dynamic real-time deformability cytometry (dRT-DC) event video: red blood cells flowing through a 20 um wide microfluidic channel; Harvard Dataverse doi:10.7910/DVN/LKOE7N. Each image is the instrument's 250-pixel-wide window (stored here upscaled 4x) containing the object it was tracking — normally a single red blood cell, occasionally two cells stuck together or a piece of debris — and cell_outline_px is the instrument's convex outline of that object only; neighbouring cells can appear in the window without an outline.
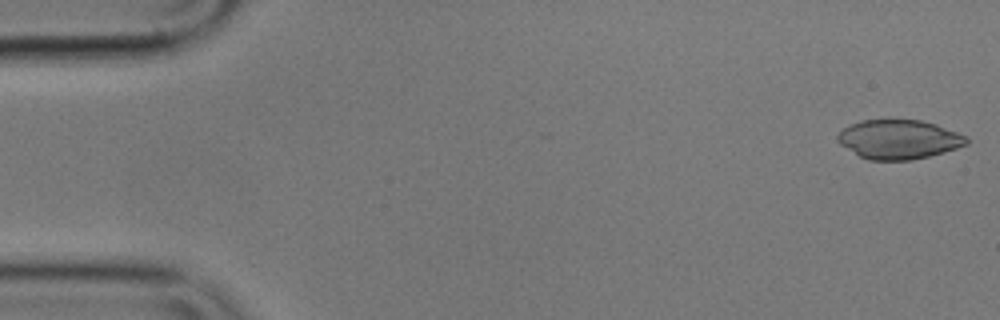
{"species": "common noctule bat (a hibernating species)", "species_latin": "Nyctalus noctula", "temperature_condition": "cold", "stored_images_in_passage": 54, "camera_frame_rate_fps": 3000, "um_per_image_px": 0.085, "animal": {"sex": "male", "body_mass_g": 17.9}, "frame": {"image": 1, "passage_image": 1, "time_ms": 0.0, "image_size_px": [1000, 320], "cell_outline_px": [[968, 144], [944, 152], [912, 160], [868, 160], [860, 156], [840, 144], [836, 140], [836, 136], [848, 124], [860, 120], [920, 120], [936, 124], [968, 136]], "centroid_in_image_um": [76.39, 11.84], "position_along_channel_um": 8.6, "area_um2": 29.48}}
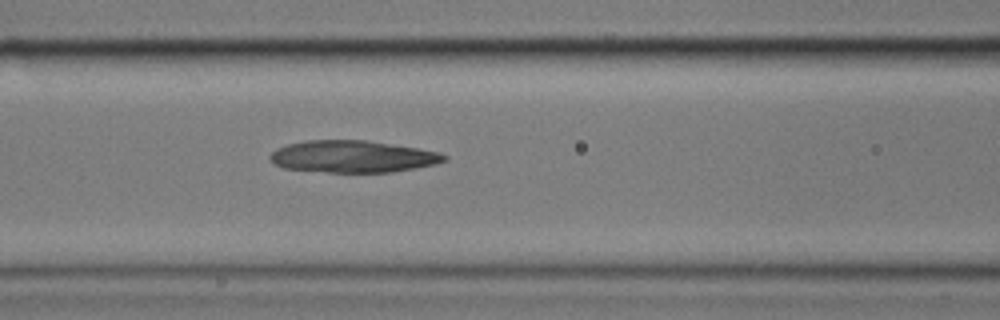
{"frame": {"image": 2, "passage_image": 22, "time_ms": 7.0, "image_size_px": [1000, 320], "cell_outline_px": [[448, 160], [436, 164], [416, 168], [392, 172], [328, 172], [284, 168], [272, 164], [268, 156], [276, 148], [288, 144], [308, 140], [368, 140], [440, 152], [448, 156]], "centroid_in_image_um": [29.98, 13.31], "position_along_channel_um": 136.6, "area_um2": 32.6}}
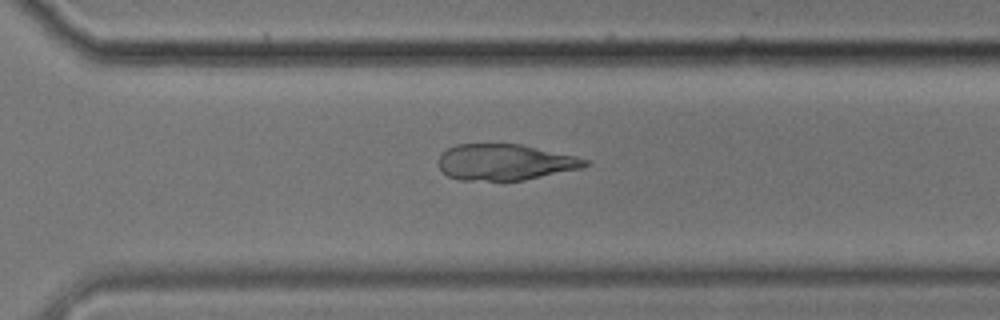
{"frame": {"image": 3, "passage_image": 38, "time_ms": 12.333, "image_size_px": [1000, 320], "cell_outline_px": [[592, 164], [580, 168], [524, 180], [460, 180], [448, 176], [436, 164], [436, 160], [448, 148], [456, 144], [520, 144], [576, 156], [588, 160]], "centroid_in_image_um": [42.9, 13.78], "position_along_channel_um": 327.7, "area_um2": 30.75}}